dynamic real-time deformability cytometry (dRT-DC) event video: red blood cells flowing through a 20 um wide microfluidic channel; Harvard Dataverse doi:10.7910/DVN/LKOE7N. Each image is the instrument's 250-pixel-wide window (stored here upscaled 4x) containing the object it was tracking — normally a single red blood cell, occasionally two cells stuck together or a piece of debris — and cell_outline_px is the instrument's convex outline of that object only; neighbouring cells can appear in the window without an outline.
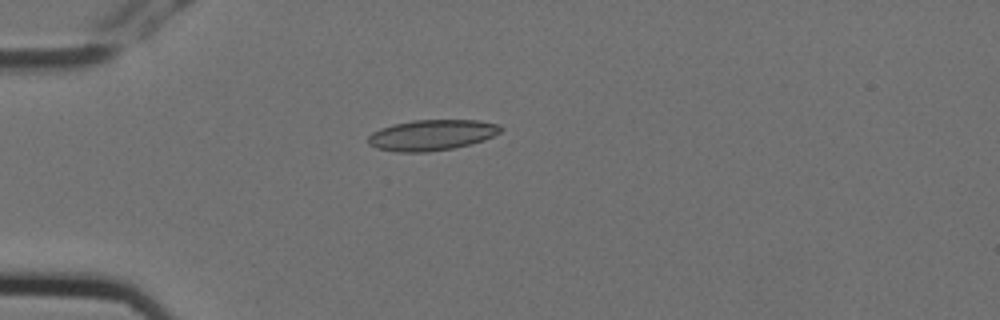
{"species": "Egyptian fruit bat (a non-hibernating species)", "species_latin": "Rousettus aegyptiacus", "temperature_condition": "cold", "stored_images_in_passage": 5, "camera_frame_rate_fps": 3000, "um_per_image_px": 0.085, "animal": {"sex": "female"}, "frame": {"image": 1, "passage_image": 3, "time_ms": 0.667, "image_size_px": [1000, 320], "cell_outline_px": [[504, 128], [500, 132], [484, 140], [452, 148], [428, 152], [396, 152], [376, 148], [368, 144], [368, 136], [372, 132], [380, 128], [392, 124], [412, 120], [480, 120], [500, 124]], "centroid_in_image_um": [36.69, 11.47], "position_along_channel_um": 48.3, "area_um2": 23.87}}
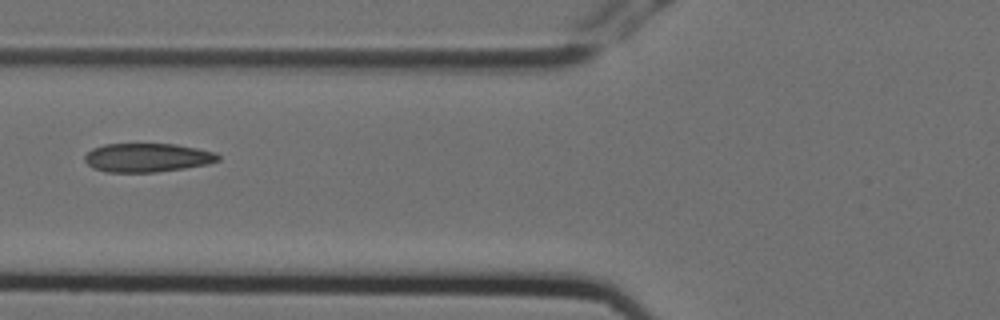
{"frame": {"image": 2, "passage_image": 5, "time_ms": 1.333, "image_size_px": [1000, 320], "cell_outline_px": [[220, 160], [208, 164], [184, 168], [156, 172], [104, 172], [92, 168], [84, 160], [84, 156], [92, 148], [104, 144], [176, 144], [216, 152], [220, 156]], "centroid_in_image_um": [12.51, 13.4], "position_along_channel_um": 113.3, "area_um2": 22.48}}